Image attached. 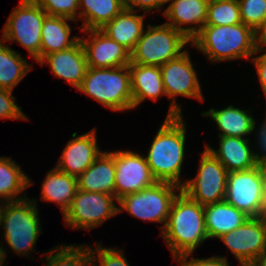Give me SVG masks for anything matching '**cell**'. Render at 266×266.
<instances>
[{"label": "cell", "instance_id": "cell-37", "mask_svg": "<svg viewBox=\"0 0 266 266\" xmlns=\"http://www.w3.org/2000/svg\"><path fill=\"white\" fill-rule=\"evenodd\" d=\"M166 3H168V0H122V5L125 10L138 11L139 9L147 13L152 10L156 11V9L159 11V9Z\"/></svg>", "mask_w": 266, "mask_h": 266}, {"label": "cell", "instance_id": "cell-36", "mask_svg": "<svg viewBox=\"0 0 266 266\" xmlns=\"http://www.w3.org/2000/svg\"><path fill=\"white\" fill-rule=\"evenodd\" d=\"M190 255L191 254L179 256L175 261L179 263V266H230L228 259L223 256L220 257L216 255L202 259L191 257L190 260H188Z\"/></svg>", "mask_w": 266, "mask_h": 266}, {"label": "cell", "instance_id": "cell-29", "mask_svg": "<svg viewBox=\"0 0 266 266\" xmlns=\"http://www.w3.org/2000/svg\"><path fill=\"white\" fill-rule=\"evenodd\" d=\"M0 39V88L12 90L32 70L27 60Z\"/></svg>", "mask_w": 266, "mask_h": 266}, {"label": "cell", "instance_id": "cell-39", "mask_svg": "<svg viewBox=\"0 0 266 266\" xmlns=\"http://www.w3.org/2000/svg\"><path fill=\"white\" fill-rule=\"evenodd\" d=\"M257 145L261 150V154L255 153V157L257 159V163L260 166H266V121L262 122L259 126V130H257Z\"/></svg>", "mask_w": 266, "mask_h": 266}, {"label": "cell", "instance_id": "cell-28", "mask_svg": "<svg viewBox=\"0 0 266 266\" xmlns=\"http://www.w3.org/2000/svg\"><path fill=\"white\" fill-rule=\"evenodd\" d=\"M79 19L84 20L81 31L102 29L124 8L122 0H79Z\"/></svg>", "mask_w": 266, "mask_h": 266}, {"label": "cell", "instance_id": "cell-4", "mask_svg": "<svg viewBox=\"0 0 266 266\" xmlns=\"http://www.w3.org/2000/svg\"><path fill=\"white\" fill-rule=\"evenodd\" d=\"M77 90L112 111L133 109L131 76L128 65L112 68L88 67Z\"/></svg>", "mask_w": 266, "mask_h": 266}, {"label": "cell", "instance_id": "cell-11", "mask_svg": "<svg viewBox=\"0 0 266 266\" xmlns=\"http://www.w3.org/2000/svg\"><path fill=\"white\" fill-rule=\"evenodd\" d=\"M111 194L77 190L70 207L63 215L66 226L71 229H88L99 227L109 218L119 214Z\"/></svg>", "mask_w": 266, "mask_h": 266}, {"label": "cell", "instance_id": "cell-30", "mask_svg": "<svg viewBox=\"0 0 266 266\" xmlns=\"http://www.w3.org/2000/svg\"><path fill=\"white\" fill-rule=\"evenodd\" d=\"M49 252V256H44L46 266H94L91 246L63 244L53 247Z\"/></svg>", "mask_w": 266, "mask_h": 266}, {"label": "cell", "instance_id": "cell-1", "mask_svg": "<svg viewBox=\"0 0 266 266\" xmlns=\"http://www.w3.org/2000/svg\"><path fill=\"white\" fill-rule=\"evenodd\" d=\"M173 259L192 254L208 235L205 229L204 206L182 190L174 198L166 225L161 232Z\"/></svg>", "mask_w": 266, "mask_h": 266}, {"label": "cell", "instance_id": "cell-26", "mask_svg": "<svg viewBox=\"0 0 266 266\" xmlns=\"http://www.w3.org/2000/svg\"><path fill=\"white\" fill-rule=\"evenodd\" d=\"M77 190V177L61 172L54 167L43 180L41 199L58 204L64 215Z\"/></svg>", "mask_w": 266, "mask_h": 266}, {"label": "cell", "instance_id": "cell-38", "mask_svg": "<svg viewBox=\"0 0 266 266\" xmlns=\"http://www.w3.org/2000/svg\"><path fill=\"white\" fill-rule=\"evenodd\" d=\"M264 50L263 54H260L259 56L257 55L256 57H252L250 60L252 63H254L258 79L260 81L262 91L264 95L266 94V45H258L256 53H260L261 51Z\"/></svg>", "mask_w": 266, "mask_h": 266}, {"label": "cell", "instance_id": "cell-23", "mask_svg": "<svg viewBox=\"0 0 266 266\" xmlns=\"http://www.w3.org/2000/svg\"><path fill=\"white\" fill-rule=\"evenodd\" d=\"M250 111L251 109L242 110L229 105L221 110L211 108L207 112H202L201 115L211 117L215 121L218 130L221 131L218 136L245 138L257 128L256 120L249 114Z\"/></svg>", "mask_w": 266, "mask_h": 266}, {"label": "cell", "instance_id": "cell-22", "mask_svg": "<svg viewBox=\"0 0 266 266\" xmlns=\"http://www.w3.org/2000/svg\"><path fill=\"white\" fill-rule=\"evenodd\" d=\"M249 216L223 200L204 206L205 229L208 238H219L237 229Z\"/></svg>", "mask_w": 266, "mask_h": 266}, {"label": "cell", "instance_id": "cell-15", "mask_svg": "<svg viewBox=\"0 0 266 266\" xmlns=\"http://www.w3.org/2000/svg\"><path fill=\"white\" fill-rule=\"evenodd\" d=\"M81 32H89L88 38H80L88 67L112 68L126 66L131 62V53L101 29Z\"/></svg>", "mask_w": 266, "mask_h": 266}, {"label": "cell", "instance_id": "cell-9", "mask_svg": "<svg viewBox=\"0 0 266 266\" xmlns=\"http://www.w3.org/2000/svg\"><path fill=\"white\" fill-rule=\"evenodd\" d=\"M224 200L249 217H261L266 204L263 166L229 172Z\"/></svg>", "mask_w": 266, "mask_h": 266}, {"label": "cell", "instance_id": "cell-17", "mask_svg": "<svg viewBox=\"0 0 266 266\" xmlns=\"http://www.w3.org/2000/svg\"><path fill=\"white\" fill-rule=\"evenodd\" d=\"M168 2L171 3L163 14L169 22L165 23L191 41L205 25L209 0H168ZM184 24L192 26L184 27Z\"/></svg>", "mask_w": 266, "mask_h": 266}, {"label": "cell", "instance_id": "cell-20", "mask_svg": "<svg viewBox=\"0 0 266 266\" xmlns=\"http://www.w3.org/2000/svg\"><path fill=\"white\" fill-rule=\"evenodd\" d=\"M114 151L102 152L100 156L77 177L78 189L114 195Z\"/></svg>", "mask_w": 266, "mask_h": 266}, {"label": "cell", "instance_id": "cell-8", "mask_svg": "<svg viewBox=\"0 0 266 266\" xmlns=\"http://www.w3.org/2000/svg\"><path fill=\"white\" fill-rule=\"evenodd\" d=\"M47 13L33 0H21L10 13L3 28L1 39L16 41L37 62L40 61L41 29Z\"/></svg>", "mask_w": 266, "mask_h": 266}, {"label": "cell", "instance_id": "cell-27", "mask_svg": "<svg viewBox=\"0 0 266 266\" xmlns=\"http://www.w3.org/2000/svg\"><path fill=\"white\" fill-rule=\"evenodd\" d=\"M31 178L25 174L19 164L10 157L0 156V200L3 202L19 201L27 198V193L18 196L32 185Z\"/></svg>", "mask_w": 266, "mask_h": 266}, {"label": "cell", "instance_id": "cell-13", "mask_svg": "<svg viewBox=\"0 0 266 266\" xmlns=\"http://www.w3.org/2000/svg\"><path fill=\"white\" fill-rule=\"evenodd\" d=\"M218 239L229 248L240 266H251L266 252V227L261 217H249L237 229Z\"/></svg>", "mask_w": 266, "mask_h": 266}, {"label": "cell", "instance_id": "cell-43", "mask_svg": "<svg viewBox=\"0 0 266 266\" xmlns=\"http://www.w3.org/2000/svg\"><path fill=\"white\" fill-rule=\"evenodd\" d=\"M264 180H265V202H266V166H263Z\"/></svg>", "mask_w": 266, "mask_h": 266}, {"label": "cell", "instance_id": "cell-5", "mask_svg": "<svg viewBox=\"0 0 266 266\" xmlns=\"http://www.w3.org/2000/svg\"><path fill=\"white\" fill-rule=\"evenodd\" d=\"M36 198L4 202L0 216L6 243L14 253L28 256L42 234Z\"/></svg>", "mask_w": 266, "mask_h": 266}, {"label": "cell", "instance_id": "cell-18", "mask_svg": "<svg viewBox=\"0 0 266 266\" xmlns=\"http://www.w3.org/2000/svg\"><path fill=\"white\" fill-rule=\"evenodd\" d=\"M50 65L55 77L66 80L76 89L81 85L87 71V60L80 40L72 47L45 55L38 63Z\"/></svg>", "mask_w": 266, "mask_h": 266}, {"label": "cell", "instance_id": "cell-10", "mask_svg": "<svg viewBox=\"0 0 266 266\" xmlns=\"http://www.w3.org/2000/svg\"><path fill=\"white\" fill-rule=\"evenodd\" d=\"M187 50L178 58L160 66L165 94L171 99L167 117L182 116V109L176 102V96L195 98L204 102L201 84Z\"/></svg>", "mask_w": 266, "mask_h": 266}, {"label": "cell", "instance_id": "cell-40", "mask_svg": "<svg viewBox=\"0 0 266 266\" xmlns=\"http://www.w3.org/2000/svg\"><path fill=\"white\" fill-rule=\"evenodd\" d=\"M251 266H266V252L261 255Z\"/></svg>", "mask_w": 266, "mask_h": 266}, {"label": "cell", "instance_id": "cell-7", "mask_svg": "<svg viewBox=\"0 0 266 266\" xmlns=\"http://www.w3.org/2000/svg\"><path fill=\"white\" fill-rule=\"evenodd\" d=\"M181 187L169 182H156L153 186L139 192L130 193L118 200L119 213L127 211L128 214L143 221L162 223L163 231L174 198Z\"/></svg>", "mask_w": 266, "mask_h": 266}, {"label": "cell", "instance_id": "cell-12", "mask_svg": "<svg viewBox=\"0 0 266 266\" xmlns=\"http://www.w3.org/2000/svg\"><path fill=\"white\" fill-rule=\"evenodd\" d=\"M194 179L184 181L181 190L192 200L206 206L223 201L226 194L228 172L206 148Z\"/></svg>", "mask_w": 266, "mask_h": 266}, {"label": "cell", "instance_id": "cell-24", "mask_svg": "<svg viewBox=\"0 0 266 266\" xmlns=\"http://www.w3.org/2000/svg\"><path fill=\"white\" fill-rule=\"evenodd\" d=\"M136 12L123 9L101 29L130 53L145 30L144 17L146 13L138 15Z\"/></svg>", "mask_w": 266, "mask_h": 266}, {"label": "cell", "instance_id": "cell-44", "mask_svg": "<svg viewBox=\"0 0 266 266\" xmlns=\"http://www.w3.org/2000/svg\"><path fill=\"white\" fill-rule=\"evenodd\" d=\"M0 203H1L0 204V216H1V210H2V207H3V204L2 203H4V202L0 200Z\"/></svg>", "mask_w": 266, "mask_h": 266}, {"label": "cell", "instance_id": "cell-35", "mask_svg": "<svg viewBox=\"0 0 266 266\" xmlns=\"http://www.w3.org/2000/svg\"><path fill=\"white\" fill-rule=\"evenodd\" d=\"M18 106L15 97L12 95V90L0 88V119H20L27 120L26 115Z\"/></svg>", "mask_w": 266, "mask_h": 266}, {"label": "cell", "instance_id": "cell-33", "mask_svg": "<svg viewBox=\"0 0 266 266\" xmlns=\"http://www.w3.org/2000/svg\"><path fill=\"white\" fill-rule=\"evenodd\" d=\"M48 16H62L77 21L79 0H33Z\"/></svg>", "mask_w": 266, "mask_h": 266}, {"label": "cell", "instance_id": "cell-25", "mask_svg": "<svg viewBox=\"0 0 266 266\" xmlns=\"http://www.w3.org/2000/svg\"><path fill=\"white\" fill-rule=\"evenodd\" d=\"M67 21L75 20L62 16L45 17L41 29L40 60L45 55L68 49L80 40V36L70 38L71 25Z\"/></svg>", "mask_w": 266, "mask_h": 266}, {"label": "cell", "instance_id": "cell-41", "mask_svg": "<svg viewBox=\"0 0 266 266\" xmlns=\"http://www.w3.org/2000/svg\"><path fill=\"white\" fill-rule=\"evenodd\" d=\"M258 45H266V27L265 29L259 34V43Z\"/></svg>", "mask_w": 266, "mask_h": 266}, {"label": "cell", "instance_id": "cell-32", "mask_svg": "<svg viewBox=\"0 0 266 266\" xmlns=\"http://www.w3.org/2000/svg\"><path fill=\"white\" fill-rule=\"evenodd\" d=\"M242 23L260 34L266 27V0H238Z\"/></svg>", "mask_w": 266, "mask_h": 266}, {"label": "cell", "instance_id": "cell-34", "mask_svg": "<svg viewBox=\"0 0 266 266\" xmlns=\"http://www.w3.org/2000/svg\"><path fill=\"white\" fill-rule=\"evenodd\" d=\"M95 245L97 247L95 249L92 248L94 266H97L98 263V266H130L127 259L122 254L123 251L116 250L115 247L104 248L101 246V243L98 244V242H96Z\"/></svg>", "mask_w": 266, "mask_h": 266}, {"label": "cell", "instance_id": "cell-42", "mask_svg": "<svg viewBox=\"0 0 266 266\" xmlns=\"http://www.w3.org/2000/svg\"><path fill=\"white\" fill-rule=\"evenodd\" d=\"M261 218L265 224V227H266V204L264 206V209H263V212H262V215H261Z\"/></svg>", "mask_w": 266, "mask_h": 266}, {"label": "cell", "instance_id": "cell-14", "mask_svg": "<svg viewBox=\"0 0 266 266\" xmlns=\"http://www.w3.org/2000/svg\"><path fill=\"white\" fill-rule=\"evenodd\" d=\"M114 164L116 167L114 196L118 200L127 194L153 186L157 182L142 154L132 150L114 151Z\"/></svg>", "mask_w": 266, "mask_h": 266}, {"label": "cell", "instance_id": "cell-21", "mask_svg": "<svg viewBox=\"0 0 266 266\" xmlns=\"http://www.w3.org/2000/svg\"><path fill=\"white\" fill-rule=\"evenodd\" d=\"M131 76L133 109L147 98L157 101L160 96H166L159 66L128 64Z\"/></svg>", "mask_w": 266, "mask_h": 266}, {"label": "cell", "instance_id": "cell-31", "mask_svg": "<svg viewBox=\"0 0 266 266\" xmlns=\"http://www.w3.org/2000/svg\"><path fill=\"white\" fill-rule=\"evenodd\" d=\"M242 23L238 0H209L205 25L225 26Z\"/></svg>", "mask_w": 266, "mask_h": 266}, {"label": "cell", "instance_id": "cell-19", "mask_svg": "<svg viewBox=\"0 0 266 266\" xmlns=\"http://www.w3.org/2000/svg\"><path fill=\"white\" fill-rule=\"evenodd\" d=\"M219 149L205 148L216 157L227 172L245 171L258 166L255 151L251 150L250 139L233 136H218Z\"/></svg>", "mask_w": 266, "mask_h": 266}, {"label": "cell", "instance_id": "cell-3", "mask_svg": "<svg viewBox=\"0 0 266 266\" xmlns=\"http://www.w3.org/2000/svg\"><path fill=\"white\" fill-rule=\"evenodd\" d=\"M259 43V34L243 23L225 26L204 25L191 40V46L209 61L224 62L251 59ZM251 57V58H250Z\"/></svg>", "mask_w": 266, "mask_h": 266}, {"label": "cell", "instance_id": "cell-6", "mask_svg": "<svg viewBox=\"0 0 266 266\" xmlns=\"http://www.w3.org/2000/svg\"><path fill=\"white\" fill-rule=\"evenodd\" d=\"M191 41L170 25H147L135 48L131 52L134 64L161 66L178 58Z\"/></svg>", "mask_w": 266, "mask_h": 266}, {"label": "cell", "instance_id": "cell-16", "mask_svg": "<svg viewBox=\"0 0 266 266\" xmlns=\"http://www.w3.org/2000/svg\"><path fill=\"white\" fill-rule=\"evenodd\" d=\"M94 129L78 137L76 136L77 132H74L73 138L64 147L58 163L54 167L75 177L82 174L103 152L98 147Z\"/></svg>", "mask_w": 266, "mask_h": 266}, {"label": "cell", "instance_id": "cell-2", "mask_svg": "<svg viewBox=\"0 0 266 266\" xmlns=\"http://www.w3.org/2000/svg\"><path fill=\"white\" fill-rule=\"evenodd\" d=\"M183 117H166L145 156L152 175L158 182L182 187L180 180L185 158L186 126Z\"/></svg>", "mask_w": 266, "mask_h": 266}]
</instances>
